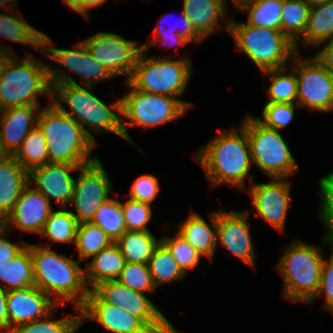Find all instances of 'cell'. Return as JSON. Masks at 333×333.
<instances>
[{
    "instance_id": "1",
    "label": "cell",
    "mask_w": 333,
    "mask_h": 333,
    "mask_svg": "<svg viewBox=\"0 0 333 333\" xmlns=\"http://www.w3.org/2000/svg\"><path fill=\"white\" fill-rule=\"evenodd\" d=\"M50 67L49 65L52 103L79 123L95 144L94 136L84 125L98 134L111 132L124 139L122 119L113 112L114 110L121 114V98L108 107L94 93H91L93 86L84 85L83 88L69 75L62 73L63 70ZM62 103H66L71 112H68Z\"/></svg>"
},
{
    "instance_id": "2",
    "label": "cell",
    "mask_w": 333,
    "mask_h": 333,
    "mask_svg": "<svg viewBox=\"0 0 333 333\" xmlns=\"http://www.w3.org/2000/svg\"><path fill=\"white\" fill-rule=\"evenodd\" d=\"M238 130L233 127L219 132L194 157L212 187L226 183L245 188L244 181L252 166L251 149L246 130L242 126Z\"/></svg>"
},
{
    "instance_id": "3",
    "label": "cell",
    "mask_w": 333,
    "mask_h": 333,
    "mask_svg": "<svg viewBox=\"0 0 333 333\" xmlns=\"http://www.w3.org/2000/svg\"><path fill=\"white\" fill-rule=\"evenodd\" d=\"M49 248L51 246L48 244L46 248L30 244L35 286L58 305L75 301L76 309L81 311L90 290L85 282V270L76 260L61 256Z\"/></svg>"
},
{
    "instance_id": "4",
    "label": "cell",
    "mask_w": 333,
    "mask_h": 333,
    "mask_svg": "<svg viewBox=\"0 0 333 333\" xmlns=\"http://www.w3.org/2000/svg\"><path fill=\"white\" fill-rule=\"evenodd\" d=\"M37 125L47 142L49 162L87 165L98 159L90 156L97 144L86 135L79 123L62 112L52 100L40 110Z\"/></svg>"
},
{
    "instance_id": "5",
    "label": "cell",
    "mask_w": 333,
    "mask_h": 333,
    "mask_svg": "<svg viewBox=\"0 0 333 333\" xmlns=\"http://www.w3.org/2000/svg\"><path fill=\"white\" fill-rule=\"evenodd\" d=\"M20 59L14 54L5 62L0 74V111L18 106H40L38 95L52 100L49 66L31 55Z\"/></svg>"
},
{
    "instance_id": "6",
    "label": "cell",
    "mask_w": 333,
    "mask_h": 333,
    "mask_svg": "<svg viewBox=\"0 0 333 333\" xmlns=\"http://www.w3.org/2000/svg\"><path fill=\"white\" fill-rule=\"evenodd\" d=\"M225 21V29L234 38L236 47L262 72L286 67L288 58L297 53L295 44L281 30L237 23L232 19Z\"/></svg>"
},
{
    "instance_id": "7",
    "label": "cell",
    "mask_w": 333,
    "mask_h": 333,
    "mask_svg": "<svg viewBox=\"0 0 333 333\" xmlns=\"http://www.w3.org/2000/svg\"><path fill=\"white\" fill-rule=\"evenodd\" d=\"M324 260L319 247L300 240L287 247L277 266L284 279L283 296L293 302H311L319 290Z\"/></svg>"
},
{
    "instance_id": "8",
    "label": "cell",
    "mask_w": 333,
    "mask_h": 333,
    "mask_svg": "<svg viewBox=\"0 0 333 333\" xmlns=\"http://www.w3.org/2000/svg\"><path fill=\"white\" fill-rule=\"evenodd\" d=\"M145 50L139 53L128 82L146 93L163 94L179 98L185 91L191 75V60H167L164 57H147Z\"/></svg>"
},
{
    "instance_id": "9",
    "label": "cell",
    "mask_w": 333,
    "mask_h": 333,
    "mask_svg": "<svg viewBox=\"0 0 333 333\" xmlns=\"http://www.w3.org/2000/svg\"><path fill=\"white\" fill-rule=\"evenodd\" d=\"M125 84L130 87V92L121 98V114L131 120V123L127 124L123 119L122 130L124 139L132 145L135 143L128 134L127 126L152 128L181 117L192 106L175 97L140 91L128 81Z\"/></svg>"
},
{
    "instance_id": "10",
    "label": "cell",
    "mask_w": 333,
    "mask_h": 333,
    "mask_svg": "<svg viewBox=\"0 0 333 333\" xmlns=\"http://www.w3.org/2000/svg\"><path fill=\"white\" fill-rule=\"evenodd\" d=\"M241 126L249 140L252 163L270 178H287L298 170V164L279 131L265 127L252 115Z\"/></svg>"
},
{
    "instance_id": "11",
    "label": "cell",
    "mask_w": 333,
    "mask_h": 333,
    "mask_svg": "<svg viewBox=\"0 0 333 333\" xmlns=\"http://www.w3.org/2000/svg\"><path fill=\"white\" fill-rule=\"evenodd\" d=\"M104 302L124 309L139 318L153 333H173L176 329L142 292L107 280L92 289Z\"/></svg>"
},
{
    "instance_id": "12",
    "label": "cell",
    "mask_w": 333,
    "mask_h": 333,
    "mask_svg": "<svg viewBox=\"0 0 333 333\" xmlns=\"http://www.w3.org/2000/svg\"><path fill=\"white\" fill-rule=\"evenodd\" d=\"M292 66L297 75V104L320 112L333 109V76L315 58L305 59L298 52Z\"/></svg>"
},
{
    "instance_id": "13",
    "label": "cell",
    "mask_w": 333,
    "mask_h": 333,
    "mask_svg": "<svg viewBox=\"0 0 333 333\" xmlns=\"http://www.w3.org/2000/svg\"><path fill=\"white\" fill-rule=\"evenodd\" d=\"M110 178L99 159L79 168L71 200L76 208L72 215L78 223L91 222L96 211L110 197Z\"/></svg>"
},
{
    "instance_id": "14",
    "label": "cell",
    "mask_w": 333,
    "mask_h": 333,
    "mask_svg": "<svg viewBox=\"0 0 333 333\" xmlns=\"http://www.w3.org/2000/svg\"><path fill=\"white\" fill-rule=\"evenodd\" d=\"M91 55L113 76H128L129 80L141 46L119 34L100 32L84 41Z\"/></svg>"
},
{
    "instance_id": "15",
    "label": "cell",
    "mask_w": 333,
    "mask_h": 333,
    "mask_svg": "<svg viewBox=\"0 0 333 333\" xmlns=\"http://www.w3.org/2000/svg\"><path fill=\"white\" fill-rule=\"evenodd\" d=\"M258 216L282 232L290 201V184L285 178L271 177V182L249 187Z\"/></svg>"
},
{
    "instance_id": "16",
    "label": "cell",
    "mask_w": 333,
    "mask_h": 333,
    "mask_svg": "<svg viewBox=\"0 0 333 333\" xmlns=\"http://www.w3.org/2000/svg\"><path fill=\"white\" fill-rule=\"evenodd\" d=\"M51 39L43 33L42 50L47 58L82 77V84L93 86L97 81L107 80L113 76L91 55L84 41L74 45V50L51 47ZM50 45V46H49ZM47 46V47H46Z\"/></svg>"
},
{
    "instance_id": "17",
    "label": "cell",
    "mask_w": 333,
    "mask_h": 333,
    "mask_svg": "<svg viewBox=\"0 0 333 333\" xmlns=\"http://www.w3.org/2000/svg\"><path fill=\"white\" fill-rule=\"evenodd\" d=\"M81 309V324L94 320L112 333H153L139 318L117 305L104 302L93 290H89Z\"/></svg>"
},
{
    "instance_id": "18",
    "label": "cell",
    "mask_w": 333,
    "mask_h": 333,
    "mask_svg": "<svg viewBox=\"0 0 333 333\" xmlns=\"http://www.w3.org/2000/svg\"><path fill=\"white\" fill-rule=\"evenodd\" d=\"M9 333L20 325L45 317L57 303L36 286L8 290Z\"/></svg>"
},
{
    "instance_id": "19",
    "label": "cell",
    "mask_w": 333,
    "mask_h": 333,
    "mask_svg": "<svg viewBox=\"0 0 333 333\" xmlns=\"http://www.w3.org/2000/svg\"><path fill=\"white\" fill-rule=\"evenodd\" d=\"M50 203L40 192L28 184L2 224L9 229L14 226L26 232L41 234L45 222L53 211Z\"/></svg>"
},
{
    "instance_id": "20",
    "label": "cell",
    "mask_w": 333,
    "mask_h": 333,
    "mask_svg": "<svg viewBox=\"0 0 333 333\" xmlns=\"http://www.w3.org/2000/svg\"><path fill=\"white\" fill-rule=\"evenodd\" d=\"M85 165H73L68 163H46L29 172V178L36 184L34 187L46 199H55L60 208L71 203L75 180L70 172L79 170Z\"/></svg>"
},
{
    "instance_id": "21",
    "label": "cell",
    "mask_w": 333,
    "mask_h": 333,
    "mask_svg": "<svg viewBox=\"0 0 333 333\" xmlns=\"http://www.w3.org/2000/svg\"><path fill=\"white\" fill-rule=\"evenodd\" d=\"M247 212L217 211V243L254 268V247L247 224ZM220 240V241H219Z\"/></svg>"
},
{
    "instance_id": "22",
    "label": "cell",
    "mask_w": 333,
    "mask_h": 333,
    "mask_svg": "<svg viewBox=\"0 0 333 333\" xmlns=\"http://www.w3.org/2000/svg\"><path fill=\"white\" fill-rule=\"evenodd\" d=\"M41 108L36 105L11 107L0 111V141L8 156H13L20 148L27 134L37 125ZM36 114V115H35Z\"/></svg>"
},
{
    "instance_id": "23",
    "label": "cell",
    "mask_w": 333,
    "mask_h": 333,
    "mask_svg": "<svg viewBox=\"0 0 333 333\" xmlns=\"http://www.w3.org/2000/svg\"><path fill=\"white\" fill-rule=\"evenodd\" d=\"M29 180V172L13 156L0 161V223L13 210Z\"/></svg>"
},
{
    "instance_id": "24",
    "label": "cell",
    "mask_w": 333,
    "mask_h": 333,
    "mask_svg": "<svg viewBox=\"0 0 333 333\" xmlns=\"http://www.w3.org/2000/svg\"><path fill=\"white\" fill-rule=\"evenodd\" d=\"M209 224L197 213L191 212L188 218L179 225L178 234L186 240L201 256L210 260L217 246V211L210 214Z\"/></svg>"
},
{
    "instance_id": "25",
    "label": "cell",
    "mask_w": 333,
    "mask_h": 333,
    "mask_svg": "<svg viewBox=\"0 0 333 333\" xmlns=\"http://www.w3.org/2000/svg\"><path fill=\"white\" fill-rule=\"evenodd\" d=\"M227 0H184L182 13L204 39L218 31L220 17L226 13Z\"/></svg>"
},
{
    "instance_id": "26",
    "label": "cell",
    "mask_w": 333,
    "mask_h": 333,
    "mask_svg": "<svg viewBox=\"0 0 333 333\" xmlns=\"http://www.w3.org/2000/svg\"><path fill=\"white\" fill-rule=\"evenodd\" d=\"M126 260L119 247L112 243L109 247L103 249L95 256L85 269V282L92 286V290L99 283L107 280H117Z\"/></svg>"
},
{
    "instance_id": "27",
    "label": "cell",
    "mask_w": 333,
    "mask_h": 333,
    "mask_svg": "<svg viewBox=\"0 0 333 333\" xmlns=\"http://www.w3.org/2000/svg\"><path fill=\"white\" fill-rule=\"evenodd\" d=\"M0 282L7 290L35 286L30 244L14 258L0 264Z\"/></svg>"
},
{
    "instance_id": "28",
    "label": "cell",
    "mask_w": 333,
    "mask_h": 333,
    "mask_svg": "<svg viewBox=\"0 0 333 333\" xmlns=\"http://www.w3.org/2000/svg\"><path fill=\"white\" fill-rule=\"evenodd\" d=\"M161 239L157 240L150 231L127 230L115 244L119 247L126 262L149 264L150 258Z\"/></svg>"
},
{
    "instance_id": "29",
    "label": "cell",
    "mask_w": 333,
    "mask_h": 333,
    "mask_svg": "<svg viewBox=\"0 0 333 333\" xmlns=\"http://www.w3.org/2000/svg\"><path fill=\"white\" fill-rule=\"evenodd\" d=\"M333 36V0L310 7L303 43L318 46Z\"/></svg>"
},
{
    "instance_id": "30",
    "label": "cell",
    "mask_w": 333,
    "mask_h": 333,
    "mask_svg": "<svg viewBox=\"0 0 333 333\" xmlns=\"http://www.w3.org/2000/svg\"><path fill=\"white\" fill-rule=\"evenodd\" d=\"M283 0H244L235 8L248 14L249 25L281 30Z\"/></svg>"
},
{
    "instance_id": "31",
    "label": "cell",
    "mask_w": 333,
    "mask_h": 333,
    "mask_svg": "<svg viewBox=\"0 0 333 333\" xmlns=\"http://www.w3.org/2000/svg\"><path fill=\"white\" fill-rule=\"evenodd\" d=\"M13 157L28 171L49 163L47 142L36 125L25 137L20 148Z\"/></svg>"
},
{
    "instance_id": "32",
    "label": "cell",
    "mask_w": 333,
    "mask_h": 333,
    "mask_svg": "<svg viewBox=\"0 0 333 333\" xmlns=\"http://www.w3.org/2000/svg\"><path fill=\"white\" fill-rule=\"evenodd\" d=\"M310 6L304 0H283L281 31L295 44L298 52V37H303L308 22Z\"/></svg>"
},
{
    "instance_id": "33",
    "label": "cell",
    "mask_w": 333,
    "mask_h": 333,
    "mask_svg": "<svg viewBox=\"0 0 333 333\" xmlns=\"http://www.w3.org/2000/svg\"><path fill=\"white\" fill-rule=\"evenodd\" d=\"M181 26L179 24L176 25V28L174 29H166L163 25V21L165 20L164 17L160 19V22H158L156 28L154 29L155 37L151 39V41L141 45V48L145 51H147L151 46L157 44L158 42L156 39L160 40L162 45L167 46L169 44L172 45H181L185 46L189 42L193 43H199L203 40V38L196 32L194 29L192 23L190 20L186 17V15L183 13V16L181 17Z\"/></svg>"
},
{
    "instance_id": "34",
    "label": "cell",
    "mask_w": 333,
    "mask_h": 333,
    "mask_svg": "<svg viewBox=\"0 0 333 333\" xmlns=\"http://www.w3.org/2000/svg\"><path fill=\"white\" fill-rule=\"evenodd\" d=\"M19 17L0 14V36L11 41L30 44L37 50H42L43 32L38 31L26 21L21 19L23 16L17 12Z\"/></svg>"
},
{
    "instance_id": "35",
    "label": "cell",
    "mask_w": 333,
    "mask_h": 333,
    "mask_svg": "<svg viewBox=\"0 0 333 333\" xmlns=\"http://www.w3.org/2000/svg\"><path fill=\"white\" fill-rule=\"evenodd\" d=\"M112 240L92 222L78 223L76 243L79 260H87L112 244Z\"/></svg>"
},
{
    "instance_id": "36",
    "label": "cell",
    "mask_w": 333,
    "mask_h": 333,
    "mask_svg": "<svg viewBox=\"0 0 333 333\" xmlns=\"http://www.w3.org/2000/svg\"><path fill=\"white\" fill-rule=\"evenodd\" d=\"M150 273L155 287L183 279L186 274L177 264L168 248L160 242L149 261Z\"/></svg>"
},
{
    "instance_id": "37",
    "label": "cell",
    "mask_w": 333,
    "mask_h": 333,
    "mask_svg": "<svg viewBox=\"0 0 333 333\" xmlns=\"http://www.w3.org/2000/svg\"><path fill=\"white\" fill-rule=\"evenodd\" d=\"M91 222L99 226L113 243L127 231L121 202L112 198L100 206Z\"/></svg>"
},
{
    "instance_id": "38",
    "label": "cell",
    "mask_w": 333,
    "mask_h": 333,
    "mask_svg": "<svg viewBox=\"0 0 333 333\" xmlns=\"http://www.w3.org/2000/svg\"><path fill=\"white\" fill-rule=\"evenodd\" d=\"M77 227L78 222L72 212L62 207L51 212L40 235L54 242L76 243Z\"/></svg>"
},
{
    "instance_id": "39",
    "label": "cell",
    "mask_w": 333,
    "mask_h": 333,
    "mask_svg": "<svg viewBox=\"0 0 333 333\" xmlns=\"http://www.w3.org/2000/svg\"><path fill=\"white\" fill-rule=\"evenodd\" d=\"M286 70L287 66L263 72L272 75L267 103H297V75L294 70L291 74H285Z\"/></svg>"
},
{
    "instance_id": "40",
    "label": "cell",
    "mask_w": 333,
    "mask_h": 333,
    "mask_svg": "<svg viewBox=\"0 0 333 333\" xmlns=\"http://www.w3.org/2000/svg\"><path fill=\"white\" fill-rule=\"evenodd\" d=\"M53 311L55 308L43 318L18 326L12 333H75L81 327V311L78 316L68 313L67 318L60 320L51 319Z\"/></svg>"
},
{
    "instance_id": "41",
    "label": "cell",
    "mask_w": 333,
    "mask_h": 333,
    "mask_svg": "<svg viewBox=\"0 0 333 333\" xmlns=\"http://www.w3.org/2000/svg\"><path fill=\"white\" fill-rule=\"evenodd\" d=\"M117 280L128 288L142 293L153 292L156 288L149 264L126 262Z\"/></svg>"
},
{
    "instance_id": "42",
    "label": "cell",
    "mask_w": 333,
    "mask_h": 333,
    "mask_svg": "<svg viewBox=\"0 0 333 333\" xmlns=\"http://www.w3.org/2000/svg\"><path fill=\"white\" fill-rule=\"evenodd\" d=\"M161 242L168 248L185 274L189 269L197 267L201 255L178 233L173 238L163 236Z\"/></svg>"
},
{
    "instance_id": "43",
    "label": "cell",
    "mask_w": 333,
    "mask_h": 333,
    "mask_svg": "<svg viewBox=\"0 0 333 333\" xmlns=\"http://www.w3.org/2000/svg\"><path fill=\"white\" fill-rule=\"evenodd\" d=\"M320 185V210L319 220L326 226V234L324 241L333 245V172L322 177L319 181Z\"/></svg>"
},
{
    "instance_id": "44",
    "label": "cell",
    "mask_w": 333,
    "mask_h": 333,
    "mask_svg": "<svg viewBox=\"0 0 333 333\" xmlns=\"http://www.w3.org/2000/svg\"><path fill=\"white\" fill-rule=\"evenodd\" d=\"M297 103H266L263 108V119L257 118L265 127L281 130L290 124L294 118V108Z\"/></svg>"
},
{
    "instance_id": "45",
    "label": "cell",
    "mask_w": 333,
    "mask_h": 333,
    "mask_svg": "<svg viewBox=\"0 0 333 333\" xmlns=\"http://www.w3.org/2000/svg\"><path fill=\"white\" fill-rule=\"evenodd\" d=\"M121 206L127 230L149 231L146 225L152 217L151 204L128 199Z\"/></svg>"
},
{
    "instance_id": "46",
    "label": "cell",
    "mask_w": 333,
    "mask_h": 333,
    "mask_svg": "<svg viewBox=\"0 0 333 333\" xmlns=\"http://www.w3.org/2000/svg\"><path fill=\"white\" fill-rule=\"evenodd\" d=\"M159 186L156 176L152 174L141 175L133 182L129 199L151 204L159 193Z\"/></svg>"
},
{
    "instance_id": "47",
    "label": "cell",
    "mask_w": 333,
    "mask_h": 333,
    "mask_svg": "<svg viewBox=\"0 0 333 333\" xmlns=\"http://www.w3.org/2000/svg\"><path fill=\"white\" fill-rule=\"evenodd\" d=\"M331 258L324 260L322 273L320 278L319 290L316 294V297L324 294L325 303L322 306L324 309H327L333 315V245Z\"/></svg>"
},
{
    "instance_id": "48",
    "label": "cell",
    "mask_w": 333,
    "mask_h": 333,
    "mask_svg": "<svg viewBox=\"0 0 333 333\" xmlns=\"http://www.w3.org/2000/svg\"><path fill=\"white\" fill-rule=\"evenodd\" d=\"M7 232H9V229L0 223V264L17 256L27 246L26 242H23V244H13L7 240Z\"/></svg>"
},
{
    "instance_id": "49",
    "label": "cell",
    "mask_w": 333,
    "mask_h": 333,
    "mask_svg": "<svg viewBox=\"0 0 333 333\" xmlns=\"http://www.w3.org/2000/svg\"><path fill=\"white\" fill-rule=\"evenodd\" d=\"M325 41L328 43L317 53L315 58L333 76V36Z\"/></svg>"
},
{
    "instance_id": "50",
    "label": "cell",
    "mask_w": 333,
    "mask_h": 333,
    "mask_svg": "<svg viewBox=\"0 0 333 333\" xmlns=\"http://www.w3.org/2000/svg\"><path fill=\"white\" fill-rule=\"evenodd\" d=\"M7 294L8 290L0 285V333H9Z\"/></svg>"
},
{
    "instance_id": "51",
    "label": "cell",
    "mask_w": 333,
    "mask_h": 333,
    "mask_svg": "<svg viewBox=\"0 0 333 333\" xmlns=\"http://www.w3.org/2000/svg\"><path fill=\"white\" fill-rule=\"evenodd\" d=\"M106 0H82V16L90 19L89 9L103 4Z\"/></svg>"
},
{
    "instance_id": "52",
    "label": "cell",
    "mask_w": 333,
    "mask_h": 333,
    "mask_svg": "<svg viewBox=\"0 0 333 333\" xmlns=\"http://www.w3.org/2000/svg\"><path fill=\"white\" fill-rule=\"evenodd\" d=\"M6 47L4 48V47H2V45L0 46V74H1V71H2V68H3L5 62L10 57V55H12V53H13L10 51L8 46H6Z\"/></svg>"
},
{
    "instance_id": "53",
    "label": "cell",
    "mask_w": 333,
    "mask_h": 333,
    "mask_svg": "<svg viewBox=\"0 0 333 333\" xmlns=\"http://www.w3.org/2000/svg\"><path fill=\"white\" fill-rule=\"evenodd\" d=\"M63 2L75 12L82 15V0H63Z\"/></svg>"
},
{
    "instance_id": "54",
    "label": "cell",
    "mask_w": 333,
    "mask_h": 333,
    "mask_svg": "<svg viewBox=\"0 0 333 333\" xmlns=\"http://www.w3.org/2000/svg\"><path fill=\"white\" fill-rule=\"evenodd\" d=\"M310 7L315 6V5H319V4H323L326 1L329 0H304Z\"/></svg>"
},
{
    "instance_id": "55",
    "label": "cell",
    "mask_w": 333,
    "mask_h": 333,
    "mask_svg": "<svg viewBox=\"0 0 333 333\" xmlns=\"http://www.w3.org/2000/svg\"><path fill=\"white\" fill-rule=\"evenodd\" d=\"M9 2L10 5L13 7L16 0H0V7L5 10V7L8 6L7 8L9 9V4H8ZM11 2H13V4H11Z\"/></svg>"
},
{
    "instance_id": "56",
    "label": "cell",
    "mask_w": 333,
    "mask_h": 333,
    "mask_svg": "<svg viewBox=\"0 0 333 333\" xmlns=\"http://www.w3.org/2000/svg\"><path fill=\"white\" fill-rule=\"evenodd\" d=\"M6 156H7V154L2 149V145H1V141H0V161L3 160Z\"/></svg>"
},
{
    "instance_id": "57",
    "label": "cell",
    "mask_w": 333,
    "mask_h": 333,
    "mask_svg": "<svg viewBox=\"0 0 333 333\" xmlns=\"http://www.w3.org/2000/svg\"><path fill=\"white\" fill-rule=\"evenodd\" d=\"M234 3V7H236L240 2L244 1V0H231Z\"/></svg>"
}]
</instances>
